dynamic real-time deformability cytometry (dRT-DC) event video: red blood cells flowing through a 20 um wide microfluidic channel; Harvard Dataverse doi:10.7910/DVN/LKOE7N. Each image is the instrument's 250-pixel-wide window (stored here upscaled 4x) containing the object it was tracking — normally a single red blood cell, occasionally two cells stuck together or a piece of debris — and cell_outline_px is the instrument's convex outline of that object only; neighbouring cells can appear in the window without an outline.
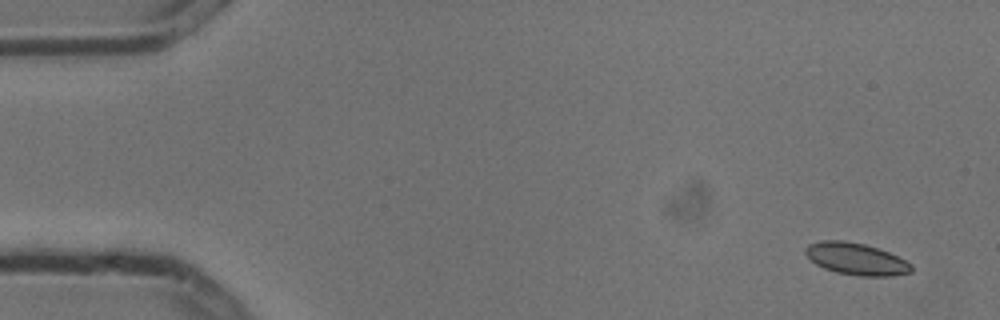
{"species": "common noctule bat (a hibernating species)", "species_latin": "Nyctalus noctula", "temperature_condition": "cold", "stored_images_in_passage": 7, "camera_frame_rate_fps": 3000, "um_per_image_px": 0.085, "animal": {"sex": "male", "body_mass_g": 13.3}, "frame": {"image": 1, "passage_image": 1, "time_ms": 0.0, "image_size_px": [1000, 320], "cell_outline_px": [[912, 272], [892, 276], [860, 276], [836, 272], [824, 268], [816, 264], [804, 252], [804, 248], [808, 244], [820, 240], [844, 240], [864, 244], [888, 252], [912, 264]], "centroid_in_image_um": [72.75, 22.0], "position_along_channel_um": 12.2, "area_um2": 19.65}}
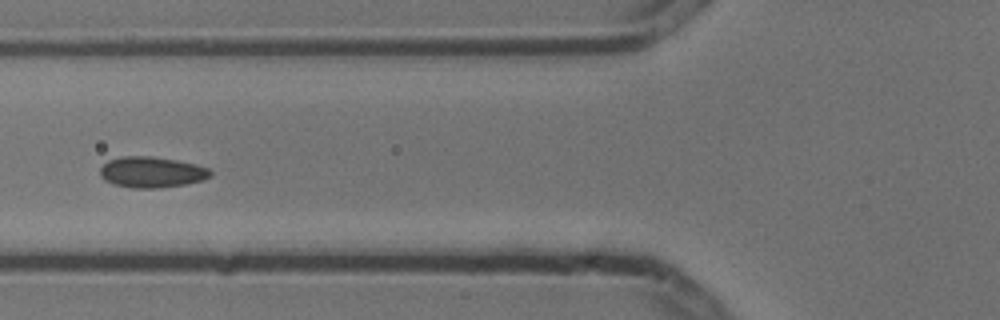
{"frame": {"image": 2, "passage_image": 6, "time_ms": 1.667, "image_size_px": [1000, 320], "cell_outline_px": [[212, 176], [204, 180], [184, 184], [160, 188], [132, 188], [112, 184], [104, 180], [100, 176], [100, 168], [108, 160], [120, 156], [152, 156], [176, 160], [196, 164], [208, 168], [212, 172]], "centroid_in_image_um": [12.88, 14.63], "position_along_channel_um": 112.9, "area_um2": 20.06}}
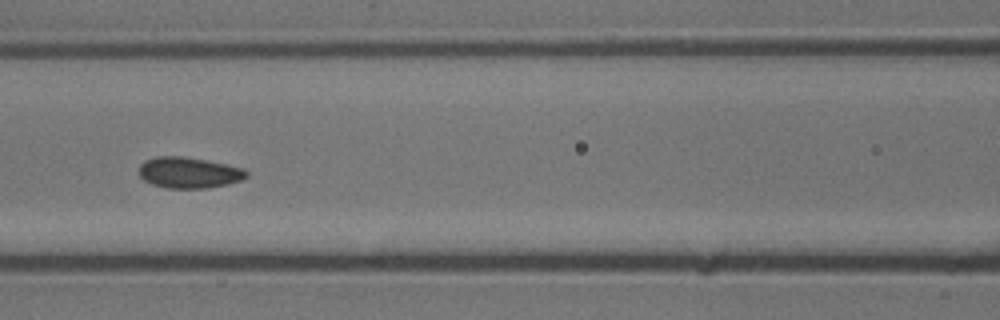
{"frame": {"image": 3, "passage_image": 7, "time_ms": 2.0, "image_size_px": [1000, 320], "cell_outline_px": [[248, 176], [240, 180], [228, 184], [208, 188], [168, 188], [152, 184], [144, 180], [140, 176], [140, 164], [144, 160], [156, 156], [184, 156], [228, 164], [244, 168], [248, 172]], "centroid_in_image_um": [16.07, 14.66], "position_along_channel_um": 150.5, "area_um2": 19.54}}